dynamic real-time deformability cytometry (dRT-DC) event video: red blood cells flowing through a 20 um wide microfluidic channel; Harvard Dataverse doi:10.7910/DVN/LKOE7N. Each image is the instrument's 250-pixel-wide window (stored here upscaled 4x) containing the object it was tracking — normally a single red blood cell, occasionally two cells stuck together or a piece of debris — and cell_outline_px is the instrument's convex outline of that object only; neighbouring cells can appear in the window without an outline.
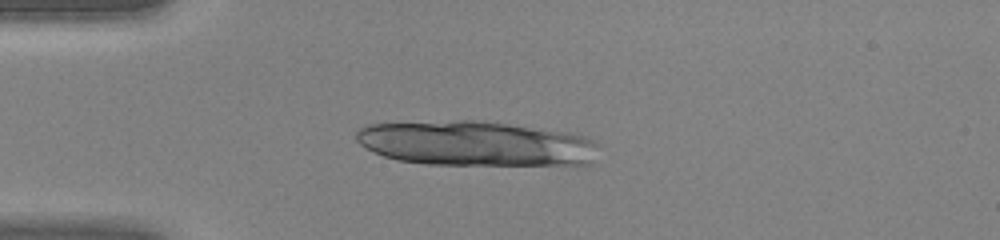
{"species": "human", "species_latin": "Homo sapiens", "temperature_condition": "warm", "stored_images_in_passage": 16, "camera_frame_rate_fps": 3000, "um_per_image_px": 0.085, "donor": {"sex": "female"}, "frame": {"image": 1, "passage_image": 11, "time_ms": 3.333, "image_size_px": [1000, 240], "cell_outline_px": [[596, 144], [592, 164], [424, 164], [396, 160], [384, 156], [360, 144], [356, 140], [356, 132], [364, 124], [456, 120], [476, 120], [508, 124], [568, 132], [584, 136], [592, 140]], "centroid_in_image_um": [40.37, 12.19], "position_along_channel_um": 44.6, "area_um2": 63.0}}